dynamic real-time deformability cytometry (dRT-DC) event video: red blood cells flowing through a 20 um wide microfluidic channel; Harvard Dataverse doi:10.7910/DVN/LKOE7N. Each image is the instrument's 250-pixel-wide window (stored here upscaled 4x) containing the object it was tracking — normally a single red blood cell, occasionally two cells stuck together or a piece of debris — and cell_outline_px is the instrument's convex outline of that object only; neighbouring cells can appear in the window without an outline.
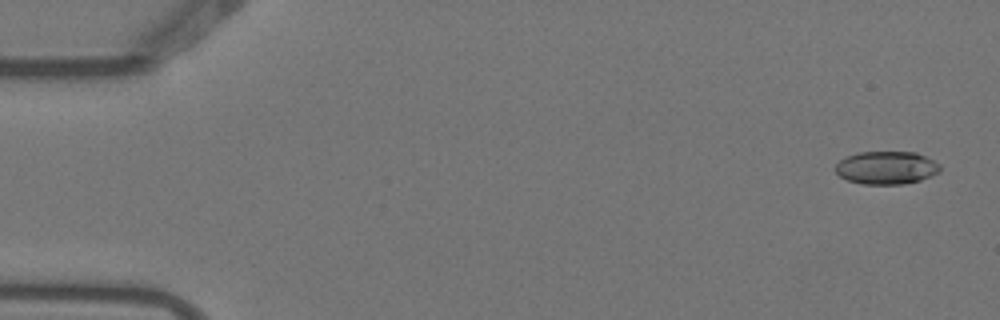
{"species": "Egyptian fruit bat (a non-hibernating species)", "species_latin": "Rousettus aegyptiacus", "temperature_condition": "warm", "stored_images_in_passage": 3, "camera_frame_rate_fps": 3000, "um_per_image_px": 0.085, "animal": {"sex": "female"}, "frame": {"image": 1, "passage_image": 1, "time_ms": 0.0, "image_size_px": [1000, 320], "cell_outline_px": [[940, 172], [932, 176], [920, 180], [904, 184], [864, 184], [848, 180], [840, 176], [836, 172], [836, 164], [840, 160], [856, 152], [916, 152], [940, 164]], "centroid_in_image_um": [75.36, 14.26], "position_along_channel_um": 9.6, "area_um2": 20.06}}